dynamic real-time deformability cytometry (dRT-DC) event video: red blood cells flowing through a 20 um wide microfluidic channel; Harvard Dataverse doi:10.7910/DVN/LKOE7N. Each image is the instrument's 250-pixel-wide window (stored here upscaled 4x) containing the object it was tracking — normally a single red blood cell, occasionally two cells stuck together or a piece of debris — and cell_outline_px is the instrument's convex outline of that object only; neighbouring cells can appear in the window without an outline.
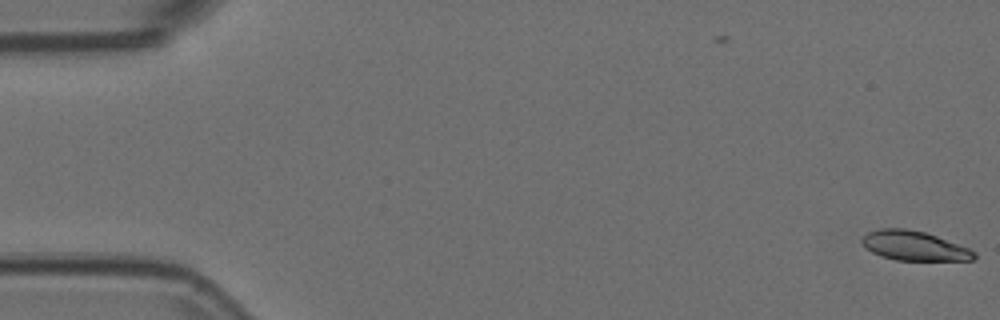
{"species": "Egyptian fruit bat (a non-hibernating species)", "species_latin": "Rousettus aegyptiacus", "temperature_condition": "room temperature", "stored_images_in_passage": 2, "camera_frame_rate_fps": 3000, "um_per_image_px": 0.085, "animal": {"sex": "female"}, "frame": {"image": 1, "passage_image": 2, "time_ms": 0.333, "image_size_px": [1000, 320], "cell_outline_px": [[976, 260], [896, 260], [880, 256], [872, 252], [860, 244], [860, 240], [868, 232], [880, 228], [908, 228], [924, 232], [936, 236], [968, 248], [976, 252]], "centroid_in_image_um": [77.67, 20.89], "position_along_channel_um": 7.3, "area_um2": 19.31}}